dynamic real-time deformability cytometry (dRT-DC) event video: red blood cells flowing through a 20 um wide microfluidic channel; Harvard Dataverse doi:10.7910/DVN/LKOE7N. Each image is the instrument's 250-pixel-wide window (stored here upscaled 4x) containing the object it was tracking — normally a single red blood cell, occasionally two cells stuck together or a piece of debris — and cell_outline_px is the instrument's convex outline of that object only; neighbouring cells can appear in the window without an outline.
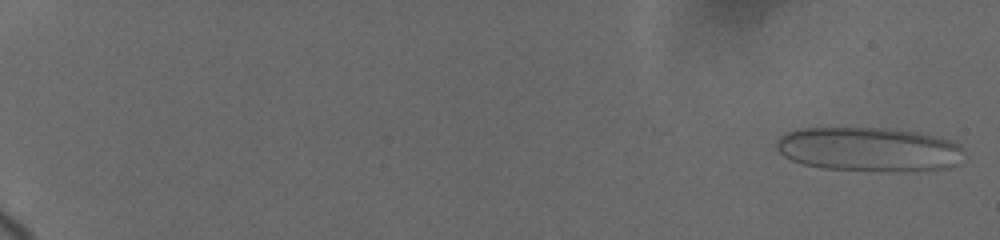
{"species": "human", "species_latin": "Homo sapiens", "temperature_condition": "cold", "stored_images_in_passage": 10, "camera_frame_rate_fps": 3000, "um_per_image_px": 0.085, "donor": {"sex": "female"}, "frame": {"image": 1, "passage_image": 1, "time_ms": 0.0, "image_size_px": [1000, 240], "cell_outline_px": [[964, 152], [956, 164], [948, 168], [820, 168], [804, 164], [792, 160], [784, 156], [776, 148], [776, 140], [780, 136], [788, 132], [804, 128], [888, 128], [920, 132], [952, 140], [960, 144], [964, 148]], "centroid_in_image_um": [73.83, 12.63], "position_along_channel_um": 11.2, "area_um2": 46.88}}